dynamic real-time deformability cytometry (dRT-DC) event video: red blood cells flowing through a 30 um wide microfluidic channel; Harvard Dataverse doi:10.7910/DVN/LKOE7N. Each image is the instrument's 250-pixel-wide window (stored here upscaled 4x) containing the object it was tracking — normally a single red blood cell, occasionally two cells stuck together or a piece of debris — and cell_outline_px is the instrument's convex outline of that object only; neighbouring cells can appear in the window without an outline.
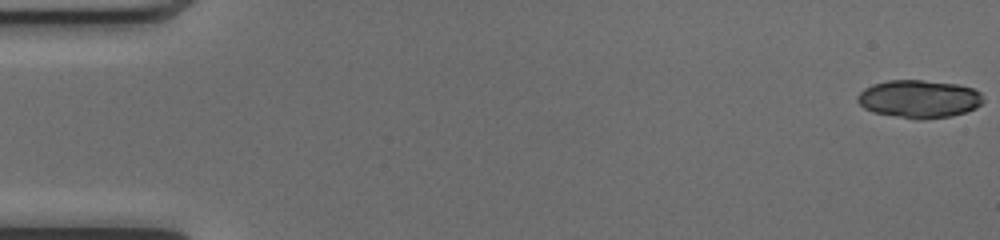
{"species": "common noctule bat (a hibernating species)", "species_latin": "Nyctalus noctula", "temperature_condition": "cold", "stored_images_in_passage": 18, "camera_frame_rate_fps": 3000, "um_per_image_px": 0.085, "animal": {"sex": "female", "body_mass_g": 17.0, "forearm_length_mm": 48.0}, "frame": {"image": 1, "passage_image": 1, "time_ms": 0.0, "image_size_px": [1000, 240], "cell_outline_px": [[984, 100], [976, 108], [952, 116], [900, 116], [872, 112], [864, 108], [856, 100], [856, 96], [864, 88], [872, 84], [888, 80], [920, 80], [956, 84], [972, 88], [980, 92], [984, 96]], "centroid_in_image_um": [78.1, 8.36], "position_along_channel_um": 6.9, "area_um2": 26.99}}
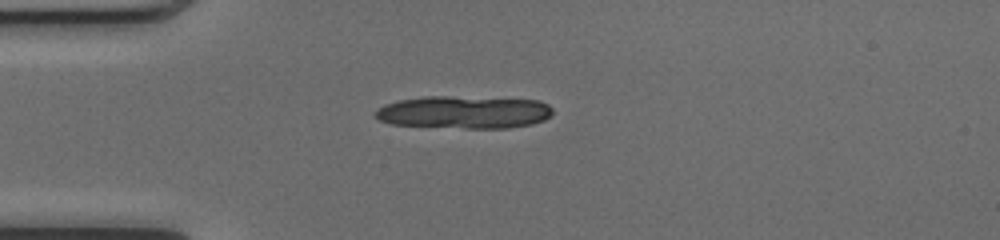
{"frame": {"image": 2, "passage_image": 14, "time_ms": 4.333, "image_size_px": [1000, 240], "cell_outline_px": [[552, 112], [544, 120], [532, 124], [508, 128], [464, 128], [392, 124], [380, 120], [372, 112], [376, 108], [384, 104], [400, 100], [424, 96], [448, 96], [540, 100], [548, 104], [552, 108]], "centroid_in_image_um": [39.42, 9.53], "position_along_channel_um": 45.6, "area_um2": 33.81}}